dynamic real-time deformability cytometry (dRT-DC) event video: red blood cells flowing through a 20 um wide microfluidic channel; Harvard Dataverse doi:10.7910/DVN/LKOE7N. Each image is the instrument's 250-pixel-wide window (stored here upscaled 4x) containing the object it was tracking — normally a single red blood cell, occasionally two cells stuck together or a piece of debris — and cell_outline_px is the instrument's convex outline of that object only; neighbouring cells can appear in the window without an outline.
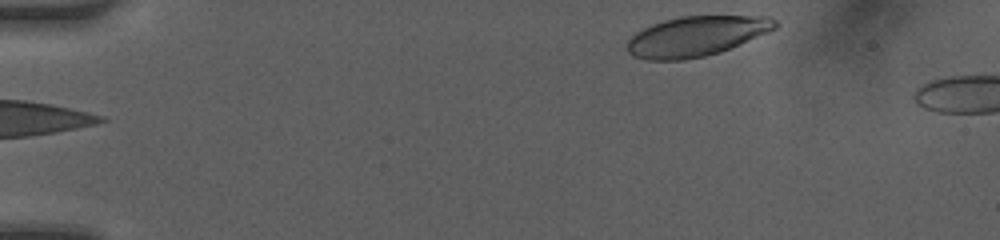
{"species": "human", "species_latin": "Homo sapiens", "temperature_condition": "room temperature", "stored_images_in_passage": 17, "camera_frame_rate_fps": 3000, "um_per_image_px": 0.085, "donor": {"sex": "female"}, "frame": {"image": 1, "passage_image": 1, "time_ms": 0.0, "image_size_px": [1000, 240], "cell_outline_px": [[780, 24], [776, 28], [768, 32], [720, 52], [704, 56], [684, 60], [648, 60], [632, 56], [628, 52], [628, 40], [636, 32], [652, 24], [664, 20], [680, 16], [768, 16], [776, 20]], "centroid_in_image_um": [59.19, 3.07], "position_along_channel_um": 25.8, "area_um2": 34.39}}
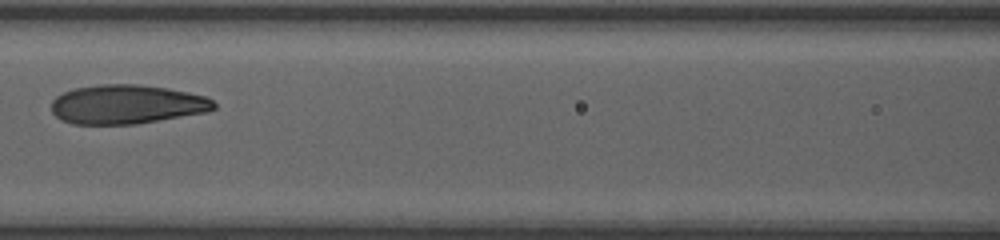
{"frame": {"image": 2, "passage_image": 6, "time_ms": 1.667, "image_size_px": [1000, 240], "cell_outline_px": [[216, 108], [208, 112], [136, 124], [72, 124], [60, 120], [52, 112], [52, 100], [56, 96], [72, 88], [100, 84], [140, 84], [168, 88], [188, 92], [204, 96], [212, 100], [216, 104]], "centroid_in_image_um": [10.77, 8.87], "position_along_channel_um": 155.8, "area_um2": 37.34}}
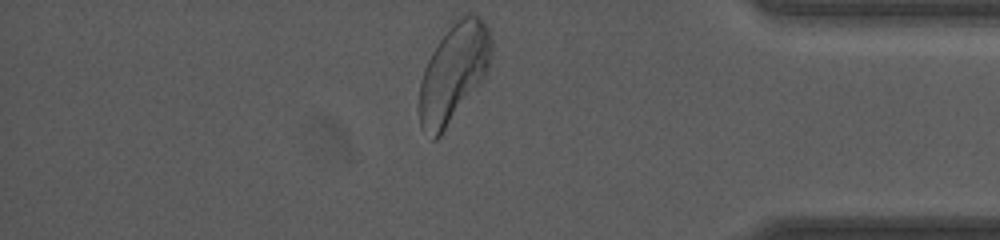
{"frame": {"image": 3, "passage_image": 17, "time_ms": 5.333, "image_size_px": [1000, 240], "cell_outline_px": [[492, 52], [488, 72], [484, 80], [440, 136], [436, 140], [432, 140], [420, 128], [420, 80], [424, 68], [432, 52], [440, 40], [452, 24], [456, 20], [472, 12], [480, 16], [484, 20], [488, 28], [492, 40]], "centroid_in_image_um": [38.59, 6.2], "position_along_channel_um": 396.6, "area_um2": 41.44}}